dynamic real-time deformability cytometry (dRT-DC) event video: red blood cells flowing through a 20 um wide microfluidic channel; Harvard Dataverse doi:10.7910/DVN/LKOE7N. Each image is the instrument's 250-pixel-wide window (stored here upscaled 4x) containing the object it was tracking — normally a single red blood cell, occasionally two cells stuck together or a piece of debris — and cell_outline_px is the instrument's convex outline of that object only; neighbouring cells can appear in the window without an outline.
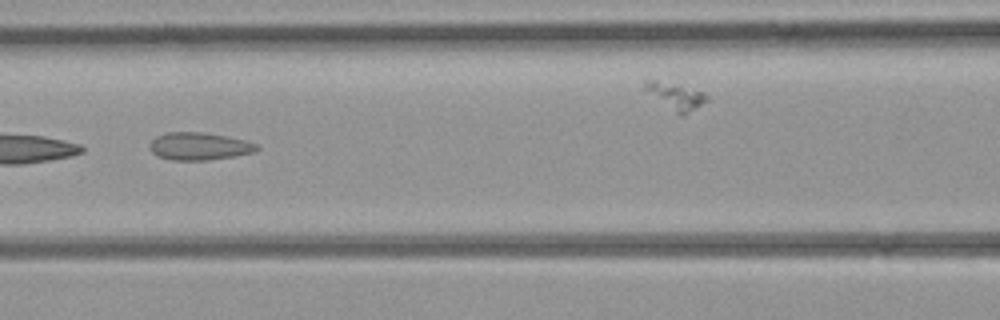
{"species": "common noctule bat (a hibernating species)", "species_latin": "Nyctalus noctula", "temperature_condition": "room temperature", "stored_images_in_passage": 41, "camera_frame_rate_fps": 3000, "um_per_image_px": 0.085, "animal": {"sex": "female", "body_mass_g": 21.9}, "frame": {"image": 1, "passage_image": 18, "time_ms": 5.667, "image_size_px": [1000, 320], "cell_outline_px": [[260, 148], [256, 152], [208, 160], [172, 160], [156, 156], [148, 148], [148, 144], [156, 136], [164, 132], [204, 132], [244, 140], [256, 144]], "centroid_in_image_um": [16.87, 12.43], "position_along_channel_um": 149.7, "area_um2": 17.28}}